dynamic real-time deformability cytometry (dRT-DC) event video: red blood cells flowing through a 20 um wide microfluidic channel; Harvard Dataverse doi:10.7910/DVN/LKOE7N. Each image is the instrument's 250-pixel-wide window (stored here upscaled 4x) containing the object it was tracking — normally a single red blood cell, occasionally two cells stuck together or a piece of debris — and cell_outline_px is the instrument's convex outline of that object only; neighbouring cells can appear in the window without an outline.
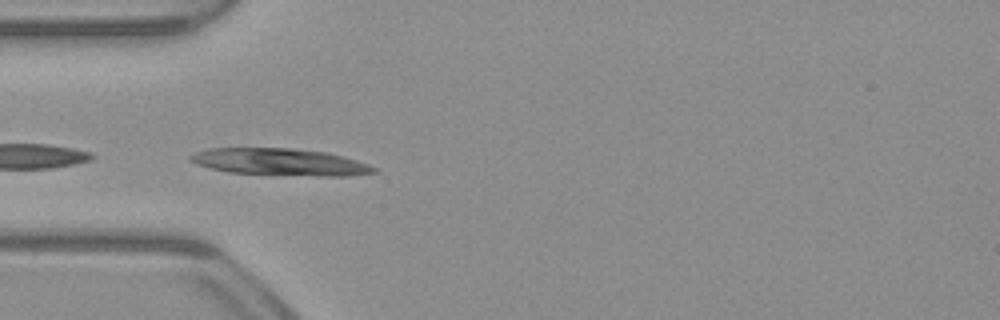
{"species": "common noctule bat (a hibernating species)", "species_latin": "Nyctalus noctula", "temperature_condition": "warm", "stored_images_in_passage": 38, "camera_frame_rate_fps": 3000, "um_per_image_px": 0.085, "animal": {"sex": "male", "body_mass_g": 23.1, "forearm_length_mm": 52.7}, "frame": {"image": 1, "passage_image": 11, "time_ms": 3.333, "image_size_px": [1000, 320], "cell_outline_px": [[376, 172], [348, 176], [320, 176], [228, 172], [196, 164], [188, 160], [188, 156], [196, 152], [208, 148], [292, 148], [324, 152], [344, 156], [368, 164], [376, 168]], "centroid_in_image_um": [23.79, 13.76], "position_along_channel_um": 61.2, "area_um2": 28.67}}
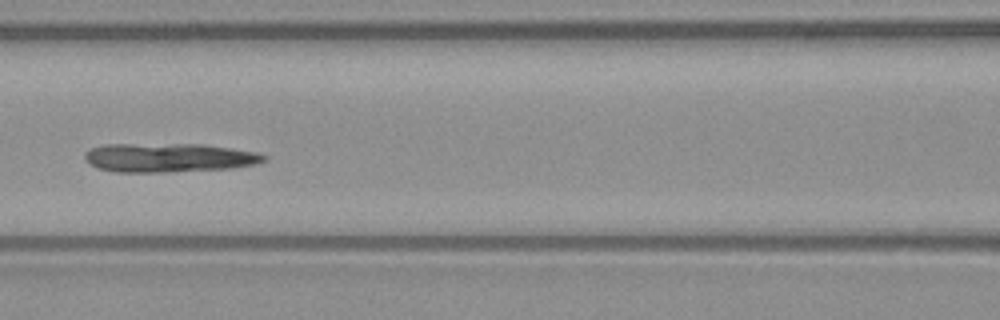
{"frame": {"image": 2, "passage_image": 18, "time_ms": 5.667, "image_size_px": [1000, 320], "cell_outline_px": [[268, 160], [256, 164], [228, 168], [160, 172], [116, 172], [100, 168], [92, 164], [84, 156], [84, 152], [88, 148], [104, 144], [204, 144], [232, 148], [256, 152], [268, 156]], "centroid_in_image_um": [14.36, 13.38], "position_along_channel_um": 152.2, "area_um2": 30.17}}
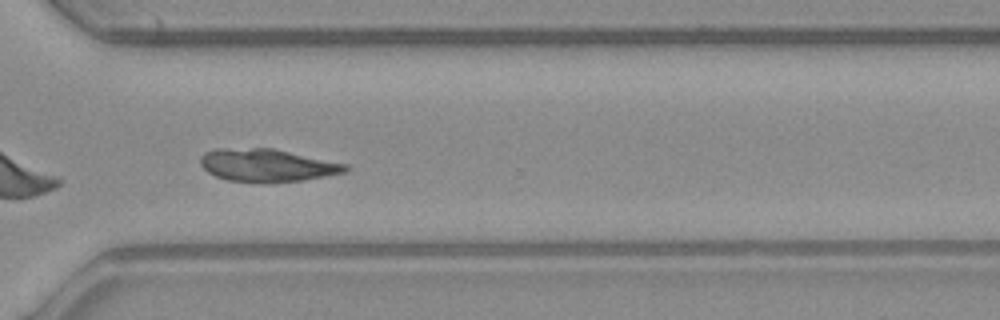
{"frame": {"image": 3, "passage_image": 33, "time_ms": 10.667, "image_size_px": [1000, 320], "cell_outline_px": [[352, 168], [348, 172], [300, 180], [228, 180], [216, 176], [208, 172], [200, 164], [200, 156], [204, 152], [216, 148], [272, 148], [348, 164]], "centroid_in_image_um": [22.72, 14.0], "position_along_channel_um": 347.9, "area_um2": 26.99}}